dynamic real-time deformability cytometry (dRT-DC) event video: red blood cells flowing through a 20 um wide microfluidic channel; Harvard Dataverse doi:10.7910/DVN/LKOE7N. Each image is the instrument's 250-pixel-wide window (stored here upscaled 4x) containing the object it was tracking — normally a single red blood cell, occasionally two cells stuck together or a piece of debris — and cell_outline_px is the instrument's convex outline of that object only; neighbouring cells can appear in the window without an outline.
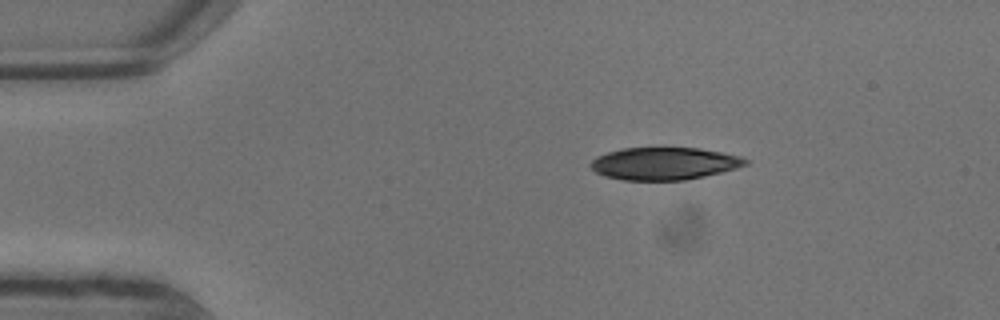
{"species": "common noctule bat (a hibernating species)", "species_latin": "Nyctalus noctula", "temperature_condition": "warm", "stored_images_in_passage": 3, "camera_frame_rate_fps": 3000, "um_per_image_px": 0.085, "animal": {"sex": "male", "body_mass_g": 13.3}, "frame": {"image": 1, "passage_image": 1, "time_ms": 0.0, "image_size_px": [1000, 320], "cell_outline_px": [[748, 164], [736, 168], [688, 180], [624, 180], [604, 176], [596, 172], [588, 164], [596, 156], [620, 148], [700, 148], [740, 156], [748, 160]], "centroid_in_image_um": [56.43, 13.9], "position_along_channel_um": 28.6, "area_um2": 29.25}}